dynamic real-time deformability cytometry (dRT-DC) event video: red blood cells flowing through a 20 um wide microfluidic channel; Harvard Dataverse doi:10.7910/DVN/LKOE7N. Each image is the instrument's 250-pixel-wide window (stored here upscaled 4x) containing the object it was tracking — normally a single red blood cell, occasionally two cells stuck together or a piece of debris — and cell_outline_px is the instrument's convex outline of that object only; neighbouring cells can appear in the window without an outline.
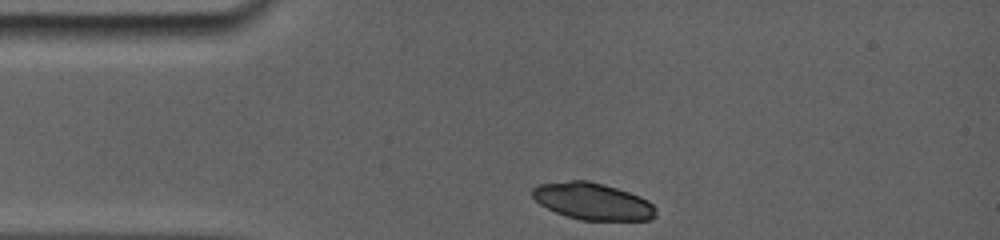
{"species": "common noctule bat (a hibernating species)", "species_latin": "Nyctalus noctula", "temperature_condition": "room temperature", "stored_images_in_passage": 5, "camera_frame_rate_fps": 5000, "um_per_image_px": 0.085, "animal": {"sex": "female", "body_mass_g": 19.0, "forearm_length_mm": 56.7}, "frame": {"image": 1, "passage_image": 1, "time_ms": 0.0, "image_size_px": [1000, 240], "cell_outline_px": [[656, 216], [652, 220], [580, 220], [556, 212], [540, 204], [532, 196], [532, 188], [536, 184], [572, 180], [588, 180], [604, 184], [640, 196], [648, 200], [656, 208]], "centroid_in_image_um": [50.39, 17.11], "position_along_channel_um": 34.6, "area_um2": 26.59}}